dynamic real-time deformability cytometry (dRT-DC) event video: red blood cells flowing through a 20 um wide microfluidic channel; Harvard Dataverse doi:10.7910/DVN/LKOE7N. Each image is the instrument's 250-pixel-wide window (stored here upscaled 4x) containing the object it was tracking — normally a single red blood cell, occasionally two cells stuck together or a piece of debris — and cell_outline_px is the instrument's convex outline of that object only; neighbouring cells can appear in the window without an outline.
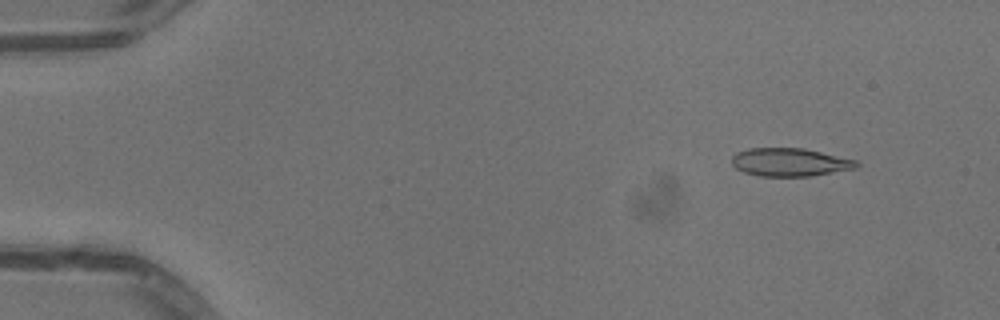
{"species": "common noctule bat (a hibernating species)", "species_latin": "Nyctalus noctula", "temperature_condition": "warm", "stored_images_in_passage": 51, "camera_frame_rate_fps": 3000, "um_per_image_px": 0.085, "animal": {"sex": "male", "body_mass_g": 13.3}, "frame": {"image": 1, "passage_image": 5, "time_ms": 1.333, "image_size_px": [1000, 320], "cell_outline_px": [[860, 164], [856, 168], [808, 176], [760, 176], [744, 172], [736, 168], [732, 164], [732, 156], [736, 152], [748, 148], [804, 148], [856, 160]], "centroid_in_image_um": [67.11, 13.78], "position_along_channel_um": 17.9, "area_um2": 20.35}}
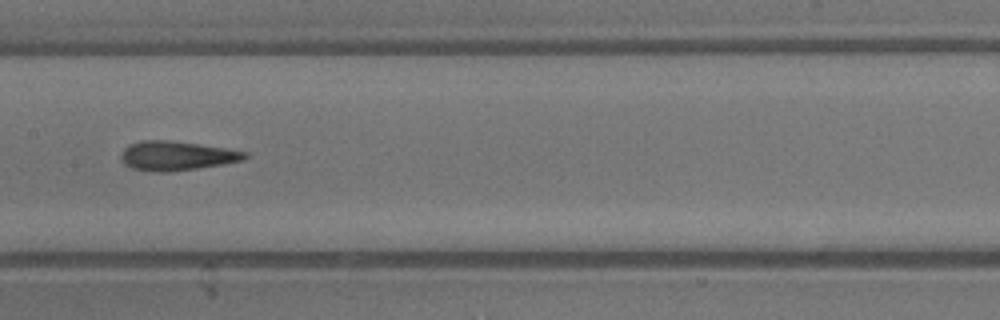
{"frame": {"image": 2, "passage_image": 26, "time_ms": 8.333, "image_size_px": [1000, 320], "cell_outline_px": [[248, 156], [240, 160], [224, 164], [168, 172], [160, 172], [132, 168], [124, 164], [120, 160], [120, 156], [124, 148], [140, 140], [172, 140], [200, 144], [248, 152]], "centroid_in_image_um": [14.98, 13.23], "position_along_channel_um": 192.4, "area_um2": 20.98}}
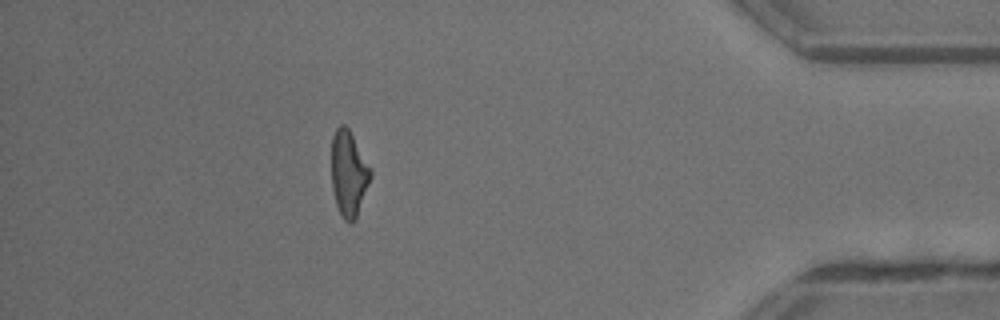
{"frame": {"image": 3, "passage_image": 45, "time_ms": 14.667, "image_size_px": [1000, 320], "cell_outline_px": [[372, 176], [356, 216], [352, 220], [344, 220], [336, 204], [332, 188], [332, 136], [336, 128], [340, 124], [344, 124], [348, 128], [372, 168]], "centroid_in_image_um": [29.64, 14.68], "position_along_channel_um": 405.6, "area_um2": 19.25}, "authors_computed_cell_mechanics": {"area_um2": 20.5768, "velocity_mm_per_s": 4.1025, "shape_relaxation_time_tau1_ms": 6.7871, "shape_relaxation_time_tau2_ms": 1.7837, "deformation_change_tau1": 0.2175, "deformation_change_tau2": 0.1246}}